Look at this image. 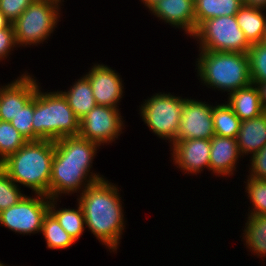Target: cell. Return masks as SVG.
Instances as JSON below:
<instances>
[{
	"mask_svg": "<svg viewBox=\"0 0 266 266\" xmlns=\"http://www.w3.org/2000/svg\"><path fill=\"white\" fill-rule=\"evenodd\" d=\"M0 266H7V265H5V264H3L2 262H0ZM9 266V265H8Z\"/></svg>",
	"mask_w": 266,
	"mask_h": 266,
	"instance_id": "obj_39",
	"label": "cell"
},
{
	"mask_svg": "<svg viewBox=\"0 0 266 266\" xmlns=\"http://www.w3.org/2000/svg\"><path fill=\"white\" fill-rule=\"evenodd\" d=\"M40 84L34 95L32 119L33 141L51 140L78 136L80 120L69 107L66 98L59 91L42 92Z\"/></svg>",
	"mask_w": 266,
	"mask_h": 266,
	"instance_id": "obj_4",
	"label": "cell"
},
{
	"mask_svg": "<svg viewBox=\"0 0 266 266\" xmlns=\"http://www.w3.org/2000/svg\"><path fill=\"white\" fill-rule=\"evenodd\" d=\"M236 140L244 157L261 150L266 145V112L253 119L243 120Z\"/></svg>",
	"mask_w": 266,
	"mask_h": 266,
	"instance_id": "obj_17",
	"label": "cell"
},
{
	"mask_svg": "<svg viewBox=\"0 0 266 266\" xmlns=\"http://www.w3.org/2000/svg\"><path fill=\"white\" fill-rule=\"evenodd\" d=\"M199 50L248 53L251 43L239 28L236 16H219L203 21L191 36Z\"/></svg>",
	"mask_w": 266,
	"mask_h": 266,
	"instance_id": "obj_8",
	"label": "cell"
},
{
	"mask_svg": "<svg viewBox=\"0 0 266 266\" xmlns=\"http://www.w3.org/2000/svg\"><path fill=\"white\" fill-rule=\"evenodd\" d=\"M242 4L266 11V0H242Z\"/></svg>",
	"mask_w": 266,
	"mask_h": 266,
	"instance_id": "obj_34",
	"label": "cell"
},
{
	"mask_svg": "<svg viewBox=\"0 0 266 266\" xmlns=\"http://www.w3.org/2000/svg\"><path fill=\"white\" fill-rule=\"evenodd\" d=\"M36 195V196H35ZM50 198L42 194L25 195L16 205L0 212V224L19 234L41 233Z\"/></svg>",
	"mask_w": 266,
	"mask_h": 266,
	"instance_id": "obj_9",
	"label": "cell"
},
{
	"mask_svg": "<svg viewBox=\"0 0 266 266\" xmlns=\"http://www.w3.org/2000/svg\"><path fill=\"white\" fill-rule=\"evenodd\" d=\"M148 10L162 22L183 29L190 37L196 31L194 0H158Z\"/></svg>",
	"mask_w": 266,
	"mask_h": 266,
	"instance_id": "obj_15",
	"label": "cell"
},
{
	"mask_svg": "<svg viewBox=\"0 0 266 266\" xmlns=\"http://www.w3.org/2000/svg\"><path fill=\"white\" fill-rule=\"evenodd\" d=\"M245 192L250 200L251 210L248 214L266 215V180L247 177Z\"/></svg>",
	"mask_w": 266,
	"mask_h": 266,
	"instance_id": "obj_28",
	"label": "cell"
},
{
	"mask_svg": "<svg viewBox=\"0 0 266 266\" xmlns=\"http://www.w3.org/2000/svg\"><path fill=\"white\" fill-rule=\"evenodd\" d=\"M119 108L96 105L80 120L79 136L97 143L109 145L118 139L125 128Z\"/></svg>",
	"mask_w": 266,
	"mask_h": 266,
	"instance_id": "obj_10",
	"label": "cell"
},
{
	"mask_svg": "<svg viewBox=\"0 0 266 266\" xmlns=\"http://www.w3.org/2000/svg\"><path fill=\"white\" fill-rule=\"evenodd\" d=\"M158 0H141L144 6L148 9L151 5H153Z\"/></svg>",
	"mask_w": 266,
	"mask_h": 266,
	"instance_id": "obj_37",
	"label": "cell"
},
{
	"mask_svg": "<svg viewBox=\"0 0 266 266\" xmlns=\"http://www.w3.org/2000/svg\"><path fill=\"white\" fill-rule=\"evenodd\" d=\"M242 239L247 249L259 257L266 258V215L248 214Z\"/></svg>",
	"mask_w": 266,
	"mask_h": 266,
	"instance_id": "obj_21",
	"label": "cell"
},
{
	"mask_svg": "<svg viewBox=\"0 0 266 266\" xmlns=\"http://www.w3.org/2000/svg\"><path fill=\"white\" fill-rule=\"evenodd\" d=\"M27 141L10 122L0 120V163L16 153Z\"/></svg>",
	"mask_w": 266,
	"mask_h": 266,
	"instance_id": "obj_26",
	"label": "cell"
},
{
	"mask_svg": "<svg viewBox=\"0 0 266 266\" xmlns=\"http://www.w3.org/2000/svg\"><path fill=\"white\" fill-rule=\"evenodd\" d=\"M226 103L241 121L253 119L264 113L261 105L258 87L250 84L247 87L235 90L227 94Z\"/></svg>",
	"mask_w": 266,
	"mask_h": 266,
	"instance_id": "obj_18",
	"label": "cell"
},
{
	"mask_svg": "<svg viewBox=\"0 0 266 266\" xmlns=\"http://www.w3.org/2000/svg\"><path fill=\"white\" fill-rule=\"evenodd\" d=\"M251 83L266 82V43L252 44L248 50Z\"/></svg>",
	"mask_w": 266,
	"mask_h": 266,
	"instance_id": "obj_27",
	"label": "cell"
},
{
	"mask_svg": "<svg viewBox=\"0 0 266 266\" xmlns=\"http://www.w3.org/2000/svg\"><path fill=\"white\" fill-rule=\"evenodd\" d=\"M19 187L0 168V212L16 205L25 196Z\"/></svg>",
	"mask_w": 266,
	"mask_h": 266,
	"instance_id": "obj_29",
	"label": "cell"
},
{
	"mask_svg": "<svg viewBox=\"0 0 266 266\" xmlns=\"http://www.w3.org/2000/svg\"><path fill=\"white\" fill-rule=\"evenodd\" d=\"M34 0H0V11L13 23Z\"/></svg>",
	"mask_w": 266,
	"mask_h": 266,
	"instance_id": "obj_31",
	"label": "cell"
},
{
	"mask_svg": "<svg viewBox=\"0 0 266 266\" xmlns=\"http://www.w3.org/2000/svg\"><path fill=\"white\" fill-rule=\"evenodd\" d=\"M54 143L49 198L81 194L86 187L105 179L91 170L100 145L79 135L60 138Z\"/></svg>",
	"mask_w": 266,
	"mask_h": 266,
	"instance_id": "obj_1",
	"label": "cell"
},
{
	"mask_svg": "<svg viewBox=\"0 0 266 266\" xmlns=\"http://www.w3.org/2000/svg\"><path fill=\"white\" fill-rule=\"evenodd\" d=\"M14 48H17V44L14 27L11 23L6 29L0 30V61L7 59Z\"/></svg>",
	"mask_w": 266,
	"mask_h": 266,
	"instance_id": "obj_33",
	"label": "cell"
},
{
	"mask_svg": "<svg viewBox=\"0 0 266 266\" xmlns=\"http://www.w3.org/2000/svg\"><path fill=\"white\" fill-rule=\"evenodd\" d=\"M185 98L159 92L141 104L140 117L159 138L171 144L177 137Z\"/></svg>",
	"mask_w": 266,
	"mask_h": 266,
	"instance_id": "obj_7",
	"label": "cell"
},
{
	"mask_svg": "<svg viewBox=\"0 0 266 266\" xmlns=\"http://www.w3.org/2000/svg\"><path fill=\"white\" fill-rule=\"evenodd\" d=\"M41 233L49 249H66L76 243L49 211L44 216Z\"/></svg>",
	"mask_w": 266,
	"mask_h": 266,
	"instance_id": "obj_25",
	"label": "cell"
},
{
	"mask_svg": "<svg viewBox=\"0 0 266 266\" xmlns=\"http://www.w3.org/2000/svg\"><path fill=\"white\" fill-rule=\"evenodd\" d=\"M58 200L59 198H50L49 212L57 219L61 227L77 241L86 229L83 209L79 203L76 205L77 209L59 208Z\"/></svg>",
	"mask_w": 266,
	"mask_h": 266,
	"instance_id": "obj_22",
	"label": "cell"
},
{
	"mask_svg": "<svg viewBox=\"0 0 266 266\" xmlns=\"http://www.w3.org/2000/svg\"><path fill=\"white\" fill-rule=\"evenodd\" d=\"M10 24H11V22L0 11V30L6 29Z\"/></svg>",
	"mask_w": 266,
	"mask_h": 266,
	"instance_id": "obj_36",
	"label": "cell"
},
{
	"mask_svg": "<svg viewBox=\"0 0 266 266\" xmlns=\"http://www.w3.org/2000/svg\"><path fill=\"white\" fill-rule=\"evenodd\" d=\"M34 115V97L21 109L10 123L28 140L33 141L32 119Z\"/></svg>",
	"mask_w": 266,
	"mask_h": 266,
	"instance_id": "obj_30",
	"label": "cell"
},
{
	"mask_svg": "<svg viewBox=\"0 0 266 266\" xmlns=\"http://www.w3.org/2000/svg\"><path fill=\"white\" fill-rule=\"evenodd\" d=\"M196 29L205 20L236 15L242 0H194Z\"/></svg>",
	"mask_w": 266,
	"mask_h": 266,
	"instance_id": "obj_23",
	"label": "cell"
},
{
	"mask_svg": "<svg viewBox=\"0 0 266 266\" xmlns=\"http://www.w3.org/2000/svg\"><path fill=\"white\" fill-rule=\"evenodd\" d=\"M249 177L266 180V145L250 156Z\"/></svg>",
	"mask_w": 266,
	"mask_h": 266,
	"instance_id": "obj_32",
	"label": "cell"
},
{
	"mask_svg": "<svg viewBox=\"0 0 266 266\" xmlns=\"http://www.w3.org/2000/svg\"><path fill=\"white\" fill-rule=\"evenodd\" d=\"M252 84H255L258 87L261 105H262L264 112H266V82H264V83H252Z\"/></svg>",
	"mask_w": 266,
	"mask_h": 266,
	"instance_id": "obj_35",
	"label": "cell"
},
{
	"mask_svg": "<svg viewBox=\"0 0 266 266\" xmlns=\"http://www.w3.org/2000/svg\"><path fill=\"white\" fill-rule=\"evenodd\" d=\"M170 149L173 164L183 170V173L197 175L205 168L209 171L211 150L209 139L196 138L172 142Z\"/></svg>",
	"mask_w": 266,
	"mask_h": 266,
	"instance_id": "obj_14",
	"label": "cell"
},
{
	"mask_svg": "<svg viewBox=\"0 0 266 266\" xmlns=\"http://www.w3.org/2000/svg\"><path fill=\"white\" fill-rule=\"evenodd\" d=\"M54 152V141H27L16 153L2 161L0 168L17 185L49 197Z\"/></svg>",
	"mask_w": 266,
	"mask_h": 266,
	"instance_id": "obj_3",
	"label": "cell"
},
{
	"mask_svg": "<svg viewBox=\"0 0 266 266\" xmlns=\"http://www.w3.org/2000/svg\"><path fill=\"white\" fill-rule=\"evenodd\" d=\"M235 16L239 28L251 44L262 42L266 22L265 10L242 5Z\"/></svg>",
	"mask_w": 266,
	"mask_h": 266,
	"instance_id": "obj_20",
	"label": "cell"
},
{
	"mask_svg": "<svg viewBox=\"0 0 266 266\" xmlns=\"http://www.w3.org/2000/svg\"><path fill=\"white\" fill-rule=\"evenodd\" d=\"M210 164L209 171L219 177H230L236 171L240 153L236 138L214 135L210 139Z\"/></svg>",
	"mask_w": 266,
	"mask_h": 266,
	"instance_id": "obj_16",
	"label": "cell"
},
{
	"mask_svg": "<svg viewBox=\"0 0 266 266\" xmlns=\"http://www.w3.org/2000/svg\"><path fill=\"white\" fill-rule=\"evenodd\" d=\"M212 118L215 135L230 138L237 137L242 121L226 102L213 106Z\"/></svg>",
	"mask_w": 266,
	"mask_h": 266,
	"instance_id": "obj_24",
	"label": "cell"
},
{
	"mask_svg": "<svg viewBox=\"0 0 266 266\" xmlns=\"http://www.w3.org/2000/svg\"><path fill=\"white\" fill-rule=\"evenodd\" d=\"M199 51L195 69L208 88L229 94L251 84L247 53Z\"/></svg>",
	"mask_w": 266,
	"mask_h": 266,
	"instance_id": "obj_5",
	"label": "cell"
},
{
	"mask_svg": "<svg viewBox=\"0 0 266 266\" xmlns=\"http://www.w3.org/2000/svg\"><path fill=\"white\" fill-rule=\"evenodd\" d=\"M60 92L64 95L69 107L79 120L97 105L93 97L91 84L85 74L77 79L68 90H61Z\"/></svg>",
	"mask_w": 266,
	"mask_h": 266,
	"instance_id": "obj_19",
	"label": "cell"
},
{
	"mask_svg": "<svg viewBox=\"0 0 266 266\" xmlns=\"http://www.w3.org/2000/svg\"><path fill=\"white\" fill-rule=\"evenodd\" d=\"M97 105L118 108L123 98L124 85L120 74L105 64H94L85 75Z\"/></svg>",
	"mask_w": 266,
	"mask_h": 266,
	"instance_id": "obj_12",
	"label": "cell"
},
{
	"mask_svg": "<svg viewBox=\"0 0 266 266\" xmlns=\"http://www.w3.org/2000/svg\"><path fill=\"white\" fill-rule=\"evenodd\" d=\"M62 4L58 0H34L12 23L17 47L37 46L49 40L59 22Z\"/></svg>",
	"mask_w": 266,
	"mask_h": 266,
	"instance_id": "obj_6",
	"label": "cell"
},
{
	"mask_svg": "<svg viewBox=\"0 0 266 266\" xmlns=\"http://www.w3.org/2000/svg\"><path fill=\"white\" fill-rule=\"evenodd\" d=\"M213 104L185 97L180 128L176 139L179 142L188 139H211L214 135Z\"/></svg>",
	"mask_w": 266,
	"mask_h": 266,
	"instance_id": "obj_11",
	"label": "cell"
},
{
	"mask_svg": "<svg viewBox=\"0 0 266 266\" xmlns=\"http://www.w3.org/2000/svg\"><path fill=\"white\" fill-rule=\"evenodd\" d=\"M262 42L266 43V22Z\"/></svg>",
	"mask_w": 266,
	"mask_h": 266,
	"instance_id": "obj_38",
	"label": "cell"
},
{
	"mask_svg": "<svg viewBox=\"0 0 266 266\" xmlns=\"http://www.w3.org/2000/svg\"><path fill=\"white\" fill-rule=\"evenodd\" d=\"M35 77L24 72L0 88V120L10 122L34 97L38 88Z\"/></svg>",
	"mask_w": 266,
	"mask_h": 266,
	"instance_id": "obj_13",
	"label": "cell"
},
{
	"mask_svg": "<svg viewBox=\"0 0 266 266\" xmlns=\"http://www.w3.org/2000/svg\"><path fill=\"white\" fill-rule=\"evenodd\" d=\"M117 185L107 179L86 187L77 198L84 213L85 227L98 241L117 253L125 229L122 197Z\"/></svg>",
	"mask_w": 266,
	"mask_h": 266,
	"instance_id": "obj_2",
	"label": "cell"
}]
</instances>
